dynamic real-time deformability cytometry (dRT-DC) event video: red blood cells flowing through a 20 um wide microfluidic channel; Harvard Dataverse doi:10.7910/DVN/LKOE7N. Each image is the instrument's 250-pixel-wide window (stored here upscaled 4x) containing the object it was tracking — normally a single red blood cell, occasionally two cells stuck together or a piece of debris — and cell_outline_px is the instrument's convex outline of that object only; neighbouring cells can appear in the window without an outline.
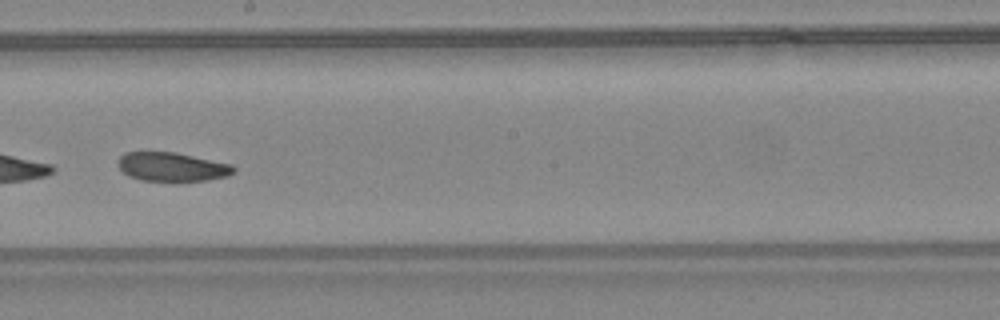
{"species": "common noctule bat (a hibernating species)", "species_latin": "Nyctalus noctula", "temperature_condition": "warm", "stored_images_in_passage": 36, "camera_frame_rate_fps": 3000, "um_per_image_px": 0.085, "animal": {"sex": "female", "body_mass_g": 24.6, "forearm_length_mm": 56.2}, "frame": {"image": 1, "passage_image": 16, "time_ms": 5.0, "image_size_px": [1000, 320], "cell_outline_px": [[236, 172], [228, 176], [208, 180], [176, 184], [140, 180], [128, 176], [116, 164], [116, 160], [124, 152], [176, 152], [232, 164], [236, 168]], "centroid_in_image_um": [14.63, 14.23], "position_along_channel_um": 233.6, "area_um2": 20.52}, "authors_computed_cell_mechanics": {"area_um2": 20.808, "velocity_mm_per_s": 4.3604, "shape_relaxation_time_tau1_ms": 4.4538, "shape_relaxation_time_tau2_ms": null, "deformation_change_tau1": 0.0983, "deformation_change_tau2": null}}